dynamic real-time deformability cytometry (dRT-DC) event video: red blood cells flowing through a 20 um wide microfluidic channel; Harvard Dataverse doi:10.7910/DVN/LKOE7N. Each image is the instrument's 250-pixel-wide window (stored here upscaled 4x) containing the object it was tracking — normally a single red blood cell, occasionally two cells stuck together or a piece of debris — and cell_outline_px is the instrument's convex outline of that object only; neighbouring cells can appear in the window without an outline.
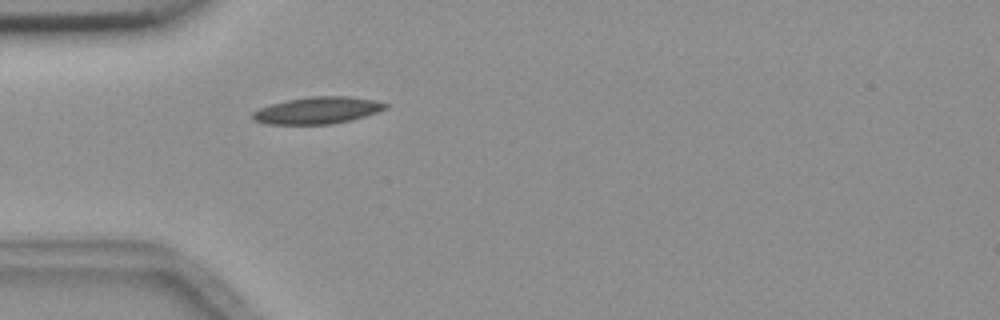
{"species": "common noctule bat (a hibernating species)", "species_latin": "Nyctalus noctula", "temperature_condition": "room temperature", "stored_images_in_passage": 1, "camera_frame_rate_fps": 3000, "um_per_image_px": 0.085, "animal": {"sex": "female", "body_mass_g": 18.4}, "frame": {"image": 1, "passage_image": 1, "time_ms": 0.0, "image_size_px": [1000, 320], "cell_outline_px": [[388, 108], [352, 120], [332, 124], [268, 124], [256, 120], [252, 116], [252, 112], [260, 108], [272, 104], [288, 100], [308, 96], [352, 96], [376, 100], [388, 104]], "centroid_in_image_um": [27.04, 9.37], "position_along_channel_um": 58.0, "area_um2": 20.75}}